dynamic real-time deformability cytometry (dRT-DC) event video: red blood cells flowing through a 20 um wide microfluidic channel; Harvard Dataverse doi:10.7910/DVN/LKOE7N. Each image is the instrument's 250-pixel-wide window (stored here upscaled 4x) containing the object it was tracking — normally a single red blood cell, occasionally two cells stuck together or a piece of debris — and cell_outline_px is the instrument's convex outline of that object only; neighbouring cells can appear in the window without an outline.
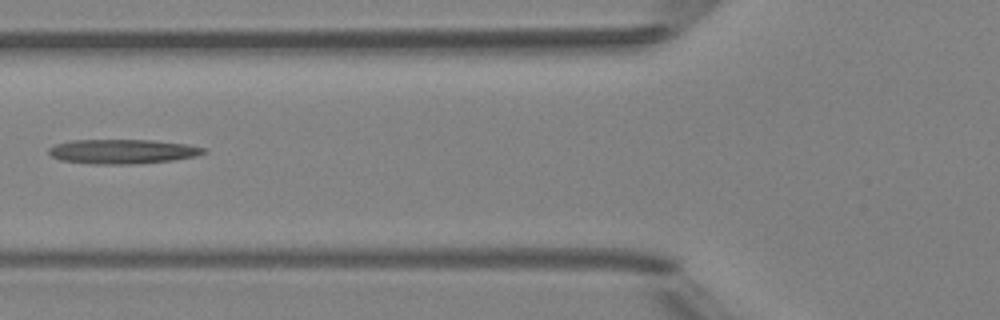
{"species": "Egyptian fruit bat (a non-hibernating species)", "species_latin": "Rousettus aegyptiacus", "temperature_condition": "room temperature", "stored_images_in_passage": 5, "camera_frame_rate_fps": 3000, "um_per_image_px": 0.085, "animal": {"sex": "female"}, "frame": {"image": 1, "passage_image": 5, "time_ms": 4.667, "image_size_px": [1000, 320], "cell_outline_px": [[208, 152], [196, 156], [172, 160], [132, 164], [96, 164], [60, 160], [52, 156], [48, 152], [48, 148], [56, 144], [72, 140], [152, 140], [188, 144], [208, 148]], "centroid_in_image_um": [10.46, 12.87], "position_along_channel_um": 115.3, "area_um2": 22.14}}